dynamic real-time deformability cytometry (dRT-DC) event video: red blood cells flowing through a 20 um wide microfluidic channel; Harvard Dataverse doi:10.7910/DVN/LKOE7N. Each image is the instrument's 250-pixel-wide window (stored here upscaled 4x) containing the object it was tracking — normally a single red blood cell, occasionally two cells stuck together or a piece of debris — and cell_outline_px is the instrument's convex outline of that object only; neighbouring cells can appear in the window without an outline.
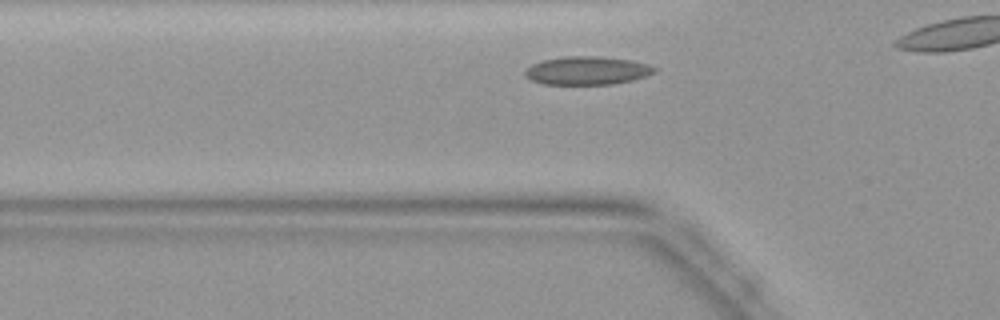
{"species": "common noctule bat (a hibernating species)", "species_latin": "Nyctalus noctula", "temperature_condition": "warm", "stored_images_in_passage": 9, "camera_frame_rate_fps": 3000, "um_per_image_px": 0.085, "animal": {"sex": "female", "body_mass_g": 19.9}, "frame": {"image": 1, "passage_image": 4, "time_ms": 1.0, "image_size_px": [1000, 320], "cell_outline_px": [[656, 72], [632, 80], [612, 84], [544, 84], [532, 80], [524, 72], [532, 64], [544, 60], [568, 56], [600, 56], [628, 60], [648, 64], [656, 68]], "centroid_in_image_um": [49.92, 6.0], "position_along_channel_um": 75.9, "area_um2": 20.98}}